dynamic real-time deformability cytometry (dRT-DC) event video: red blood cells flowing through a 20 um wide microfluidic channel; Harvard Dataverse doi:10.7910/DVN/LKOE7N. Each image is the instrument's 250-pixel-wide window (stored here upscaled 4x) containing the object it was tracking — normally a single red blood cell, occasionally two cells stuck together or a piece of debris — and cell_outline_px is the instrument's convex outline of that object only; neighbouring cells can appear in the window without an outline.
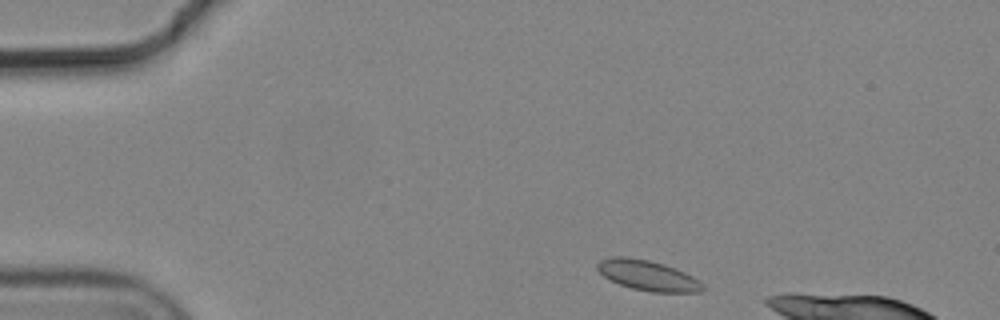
{"species": "common noctule bat (a hibernating species)", "species_latin": "Nyctalus noctula", "temperature_condition": "cold", "stored_images_in_passage": 3, "camera_frame_rate_fps": 3000, "um_per_image_px": 0.085, "animal": {"sex": "male", "body_mass_g": 19.2, "forearm_length_mm": 51.8}, "frame": {"image": 1, "passage_image": 1, "time_ms": 0.0, "image_size_px": [1000, 320], "cell_outline_px": [[704, 288], [700, 292], [652, 292], [632, 288], [620, 284], [604, 276], [596, 268], [596, 264], [600, 260], [612, 256], [624, 256], [648, 260], [664, 264], [676, 268], [700, 280], [704, 284]], "centroid_in_image_um": [55.07, 23.4], "position_along_channel_um": 29.9, "area_um2": 18.55}}